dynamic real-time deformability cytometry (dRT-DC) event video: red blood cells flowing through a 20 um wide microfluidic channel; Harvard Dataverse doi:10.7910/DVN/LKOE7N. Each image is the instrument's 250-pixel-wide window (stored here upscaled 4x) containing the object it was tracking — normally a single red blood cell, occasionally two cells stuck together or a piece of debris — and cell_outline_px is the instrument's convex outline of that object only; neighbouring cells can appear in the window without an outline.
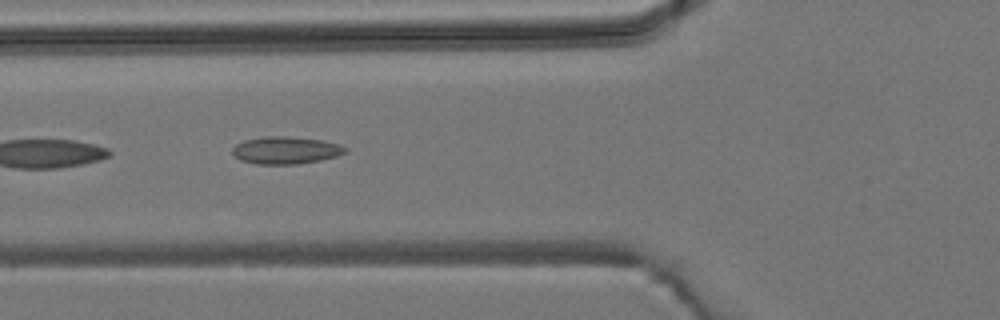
{"species": "common noctule bat (a hibernating species)", "species_latin": "Nyctalus noctula", "temperature_condition": "room temperature", "stored_images_in_passage": 4, "camera_frame_rate_fps": 3000, "um_per_image_px": 0.085, "animal": {"sex": "male", "body_mass_g": 19.2, "forearm_length_mm": 51.8}, "frame": {"image": 1, "passage_image": 4, "time_ms": 3.333, "image_size_px": [1000, 320], "cell_outline_px": [[348, 152], [336, 156], [320, 160], [296, 164], [256, 164], [240, 160], [232, 152], [232, 148], [236, 144], [244, 140], [268, 136], [288, 136], [320, 140], [340, 144], [348, 148]], "centroid_in_image_um": [24.3, 12.77], "position_along_channel_um": 101.5, "area_um2": 17.98}}